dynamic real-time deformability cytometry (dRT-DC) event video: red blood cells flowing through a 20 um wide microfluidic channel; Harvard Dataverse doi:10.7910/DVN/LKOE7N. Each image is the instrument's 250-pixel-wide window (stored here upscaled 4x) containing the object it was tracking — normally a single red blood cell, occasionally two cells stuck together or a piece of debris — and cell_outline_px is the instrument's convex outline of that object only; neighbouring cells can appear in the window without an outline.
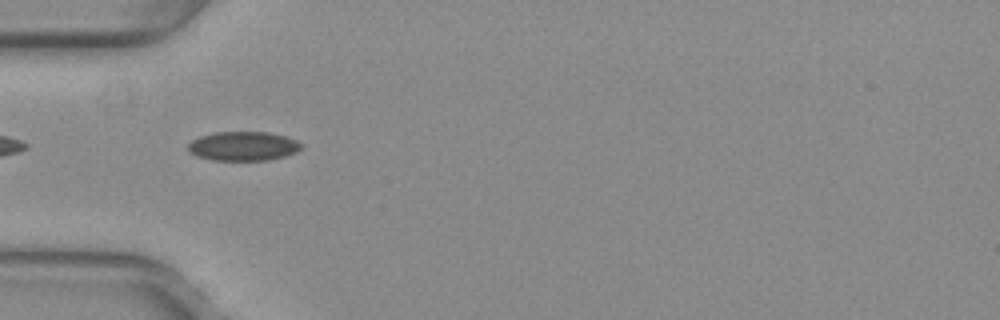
{"species": "common noctule bat (a hibernating species)", "species_latin": "Nyctalus noctula", "temperature_condition": "warm", "stored_images_in_passage": 29, "camera_frame_rate_fps": 3000, "um_per_image_px": 0.085, "animal": {"sex": "female", "body_mass_g": 29.2, "forearm_length_mm": 56.3}, "frame": {"image": 1, "passage_image": 1, "time_ms": 0.0, "image_size_px": [1000, 320], "cell_outline_px": [[304, 148], [296, 152], [284, 156], [268, 160], [212, 160], [196, 156], [188, 148], [188, 144], [192, 140], [200, 136], [216, 132], [268, 132], [284, 136], [296, 140], [304, 144]], "centroid_in_image_um": [20.71, 12.42], "position_along_channel_um": 64.3, "area_um2": 19.25}}
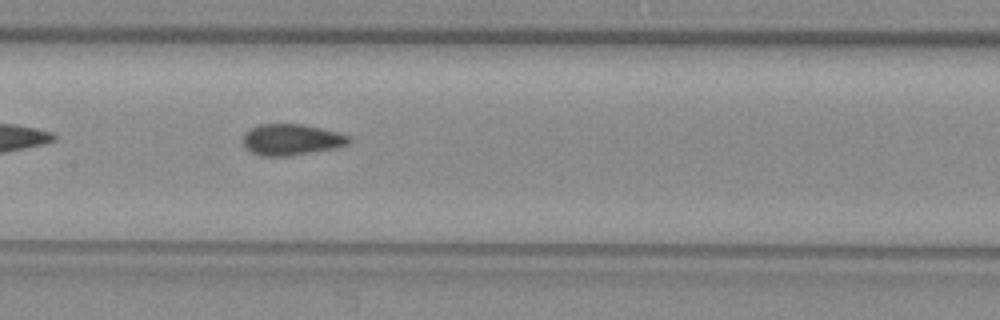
{"frame": {"image": 2, "passage_image": 10, "time_ms": 3.0, "image_size_px": [1000, 320], "cell_outline_px": [[352, 140], [348, 144], [336, 148], [288, 156], [260, 156], [252, 152], [244, 144], [244, 132], [260, 124], [304, 124], [352, 136]], "centroid_in_image_um": [24.81, 11.87], "position_along_channel_um": 182.6, "area_um2": 19.19}}
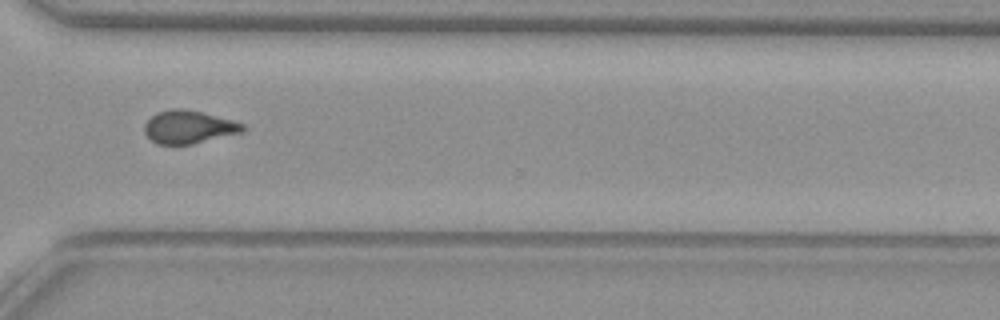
{"frame": {"image": 3, "passage_image": 23, "time_ms": 7.333, "image_size_px": [1000, 320], "cell_outline_px": [[248, 128], [244, 132], [176, 148], [156, 144], [144, 132], [144, 124], [156, 112], [172, 108], [184, 108], [204, 112], [232, 120], [244, 124]], "centroid_in_image_um": [16.04, 10.83], "position_along_channel_um": 354.6, "area_um2": 19.71}, "authors_computed_cell_mechanics": {"area_um2": 19.1896, "velocity_mm_per_s": 3.9722, "shape_relaxation_time_tau1_ms": null, "shape_relaxation_time_tau2_ms": 1.7429, "deformation_change_tau1": null, "deformation_change_tau2": 0.0678}}